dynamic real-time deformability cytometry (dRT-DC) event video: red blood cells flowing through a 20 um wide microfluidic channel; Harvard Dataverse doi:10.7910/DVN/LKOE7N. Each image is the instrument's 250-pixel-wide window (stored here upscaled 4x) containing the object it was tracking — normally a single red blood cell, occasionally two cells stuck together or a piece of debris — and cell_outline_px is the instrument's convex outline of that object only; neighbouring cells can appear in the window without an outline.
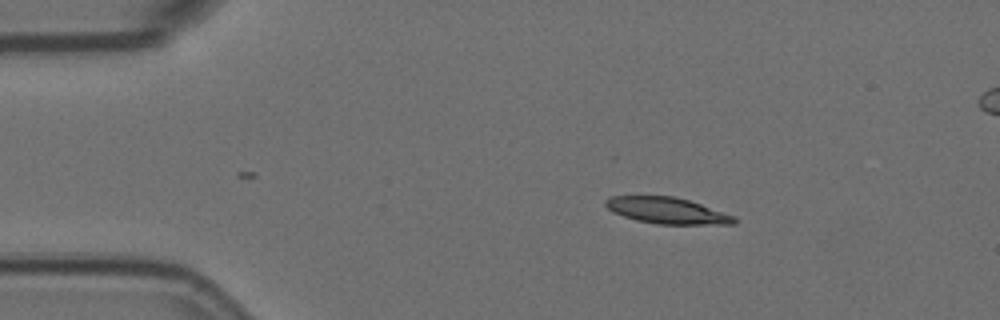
{"species": "Egyptian fruit bat (a non-hibernating species)", "species_latin": "Rousettus aegyptiacus", "temperature_condition": "room temperature", "stored_images_in_passage": 6, "segment_of_instrument_passage": [1, 2], "camera_frame_rate_fps": 3000, "um_per_image_px": 0.085, "animal": {"sex": "female"}, "frame": {"image": 1, "passage_image": 3, "time_ms": 0.667, "image_size_px": [1000, 320], "cell_outline_px": [[736, 224], [656, 224], [636, 220], [612, 212], [604, 204], [604, 200], [608, 196], [672, 196], [688, 200], [736, 216]], "centroid_in_image_um": [56.67, 17.9], "position_along_channel_um": 28.3, "area_um2": 19.65}}